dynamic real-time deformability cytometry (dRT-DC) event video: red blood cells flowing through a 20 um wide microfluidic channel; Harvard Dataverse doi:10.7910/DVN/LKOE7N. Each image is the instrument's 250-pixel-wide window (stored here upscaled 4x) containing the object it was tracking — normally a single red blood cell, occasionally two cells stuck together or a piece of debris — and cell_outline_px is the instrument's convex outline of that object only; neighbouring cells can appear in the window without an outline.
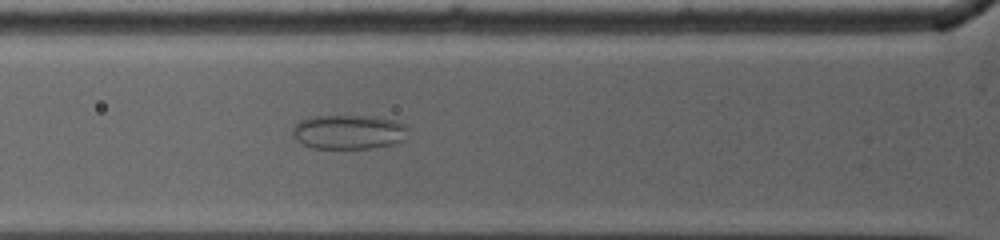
{"species": "common noctule bat (a hibernating species)", "species_latin": "Nyctalus noctula", "temperature_condition": "warm", "stored_images_in_passage": 45, "camera_frame_rate_fps": 5000, "um_per_image_px": 0.085, "animal": {"sex": "female", "body_mass_g": 19.0, "forearm_length_mm": 53.3}, "frame": {"image": 1, "passage_image": 10, "time_ms": 3.2, "image_size_px": [1000, 240], "cell_outline_px": [[408, 128], [404, 140], [396, 144], [368, 148], [312, 148], [296, 140], [292, 136], [292, 128], [300, 120], [316, 116], [376, 116], [392, 120], [404, 124]], "centroid_in_image_um": [29.64, 11.22], "position_along_channel_um": 96.2, "area_um2": 23.18}}
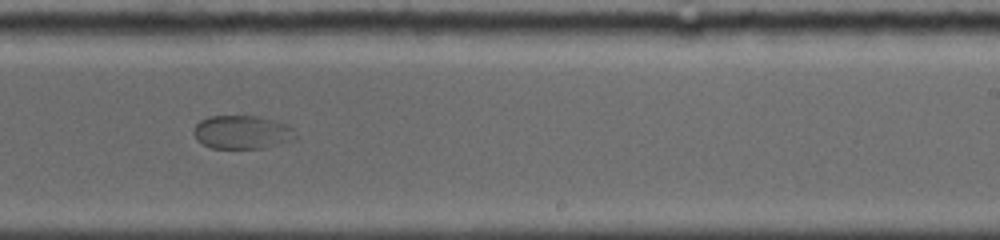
{"frame": {"image": 2, "passage_image": 22, "time_ms": 7.6, "image_size_px": [1000, 240], "cell_outline_px": [[296, 140], [264, 148], [212, 148], [196, 140], [192, 132], [196, 124], [200, 120], [208, 116], [256, 116], [288, 124], [292, 128], [296, 136]], "centroid_in_image_um": [20.58, 11.24], "position_along_channel_um": 268.4, "area_um2": 20.0}}
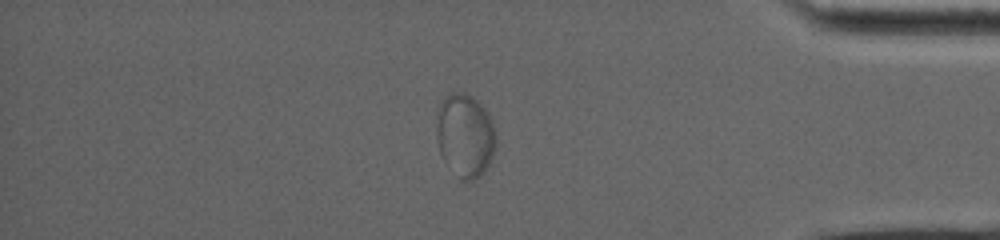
{"frame": {"image": 3, "passage_image": 34, "time_ms": 11.6, "image_size_px": [1000, 240], "cell_outline_px": [[496, 148], [484, 172], [480, 176], [472, 180], [460, 180], [440, 156], [436, 136], [436, 112], [440, 100], [444, 96], [452, 92], [464, 92], [472, 96], [484, 108], [492, 124], [496, 136]], "centroid_in_image_um": [39.49, 11.5], "position_along_channel_um": 395.7, "area_um2": 29.25}}